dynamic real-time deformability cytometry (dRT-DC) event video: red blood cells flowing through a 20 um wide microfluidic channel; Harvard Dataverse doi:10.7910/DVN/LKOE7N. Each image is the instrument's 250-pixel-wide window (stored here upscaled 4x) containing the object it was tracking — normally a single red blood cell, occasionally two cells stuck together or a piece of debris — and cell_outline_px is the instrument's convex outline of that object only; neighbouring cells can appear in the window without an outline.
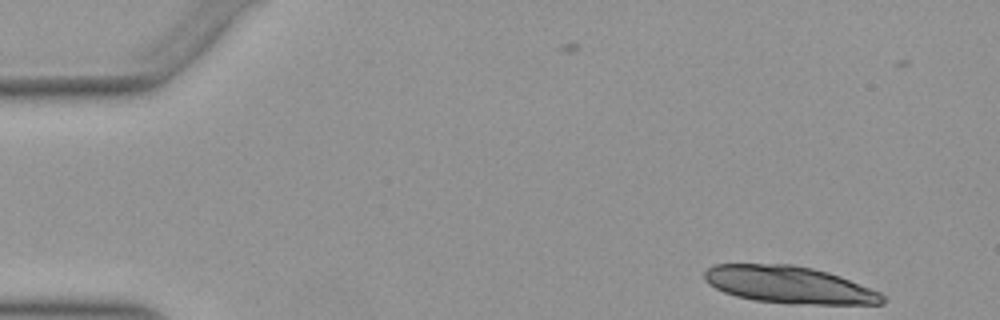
{"species": "Egyptian fruit bat (a non-hibernating species)", "species_latin": "Rousettus aegyptiacus", "temperature_condition": "warm", "stored_images_in_passage": 19, "camera_frame_rate_fps": 3000, "um_per_image_px": 0.085, "animal": {"sex": "female"}, "frame": {"image": 1, "passage_image": 1, "time_ms": 0.0, "image_size_px": [1000, 320], "cell_outline_px": [[888, 300], [884, 304], [788, 304], [756, 300], [736, 296], [724, 292], [708, 284], [704, 280], [704, 272], [712, 264], [792, 264], [812, 268], [828, 272], [840, 276], [880, 292]], "centroid_in_image_um": [67.08, 24.21], "position_along_channel_um": 17.9, "area_um2": 38.73}}